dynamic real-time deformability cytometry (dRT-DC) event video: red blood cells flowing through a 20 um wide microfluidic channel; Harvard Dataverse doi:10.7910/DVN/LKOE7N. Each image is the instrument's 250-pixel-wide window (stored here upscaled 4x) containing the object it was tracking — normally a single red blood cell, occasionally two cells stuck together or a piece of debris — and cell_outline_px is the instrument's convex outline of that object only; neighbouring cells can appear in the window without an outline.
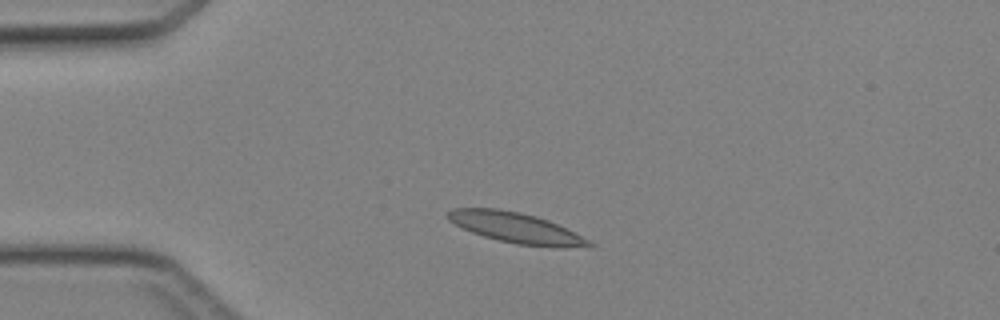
{"species": "Egyptian fruit bat (a non-hibernating species)", "species_latin": "Rousettus aegyptiacus", "temperature_condition": "cold", "stored_images_in_passage": 32, "camera_frame_rate_fps": 3000, "um_per_image_px": 0.085, "animal": {"sex": "female"}, "frame": {"image": 1, "passage_image": 6, "time_ms": 1.667, "image_size_px": [1000, 320], "cell_outline_px": [[596, 244], [516, 244], [484, 236], [472, 232], [448, 220], [448, 212], [452, 208], [496, 208], [520, 212], [536, 216], [548, 220]], "centroid_in_image_um": [43.63, 19.27], "position_along_channel_um": 41.4, "area_um2": 23.29}}
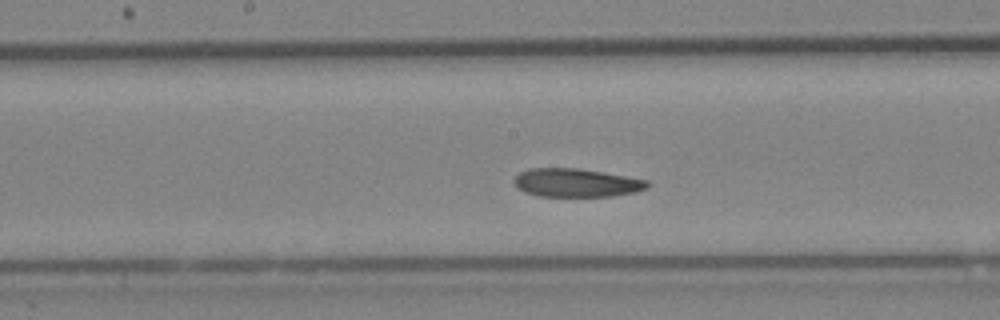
{"frame": {"image": 2, "passage_image": 19, "time_ms": 6.0, "image_size_px": [1000, 320], "cell_outline_px": [[652, 184], [648, 188], [636, 192], [612, 196], [540, 196], [524, 192], [512, 180], [520, 172], [528, 168], [580, 168], [604, 172], [648, 180]], "centroid_in_image_um": [49.03, 15.53], "position_along_channel_um": 199.2, "area_um2": 22.2}}
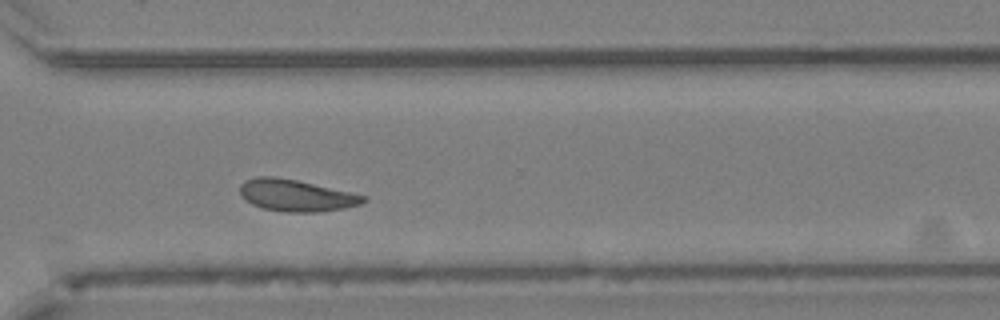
{"frame": {"image": 3, "passage_image": 29, "time_ms": 9.333, "image_size_px": [1000, 320], "cell_outline_px": [[368, 200], [360, 204], [344, 208], [320, 212], [284, 212], [264, 208], [252, 204], [244, 200], [240, 196], [240, 184], [244, 180], [256, 176], [276, 176], [296, 180], [352, 192], [368, 196]], "centroid_in_image_um": [25.16, 16.6], "position_along_channel_um": 345.4, "area_um2": 23.12}}